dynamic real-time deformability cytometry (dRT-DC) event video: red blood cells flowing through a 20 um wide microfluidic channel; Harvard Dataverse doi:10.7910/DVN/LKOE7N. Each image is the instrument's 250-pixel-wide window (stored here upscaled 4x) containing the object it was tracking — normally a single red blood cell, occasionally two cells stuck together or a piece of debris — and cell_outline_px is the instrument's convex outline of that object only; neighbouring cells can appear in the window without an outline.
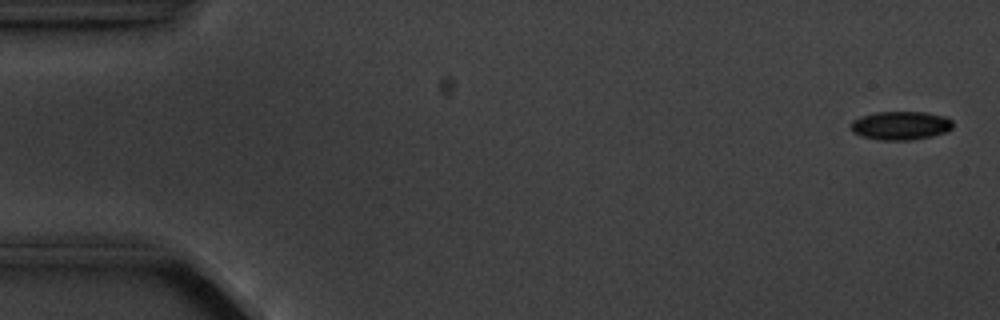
{"species": "common noctule bat (a hibernating species)", "species_latin": "Nyctalus noctula", "temperature_condition": "cold", "stored_images_in_passage": 4, "camera_frame_rate_fps": 3000, "um_per_image_px": 0.085, "animal": {"sex": "male", "body_mass_g": 20.1, "forearm_length_mm": 53.5}, "frame": {"image": 1, "passage_image": 1, "time_ms": 0.0, "image_size_px": [1000, 320], "cell_outline_px": [[952, 128], [944, 132], [932, 136], [912, 140], [880, 140], [860, 136], [852, 132], [848, 124], [852, 120], [860, 116], [876, 112], [924, 112], [944, 116], [952, 120]], "centroid_in_image_um": [76.49, 10.67], "position_along_channel_um": 8.5, "area_um2": 17.17}}
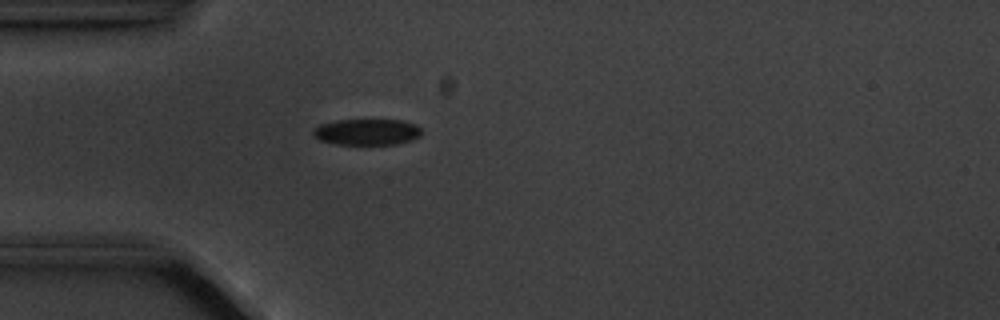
{"frame": {"image": 2, "passage_image": 4, "time_ms": 4.667, "image_size_px": [1000, 320], "cell_outline_px": [[420, 136], [412, 140], [396, 144], [336, 144], [320, 140], [312, 136], [312, 128], [320, 124], [336, 120], [404, 120], [416, 124], [420, 128]], "centroid_in_image_um": [31.16, 11.21], "position_along_channel_um": 53.8, "area_um2": 16.65}}